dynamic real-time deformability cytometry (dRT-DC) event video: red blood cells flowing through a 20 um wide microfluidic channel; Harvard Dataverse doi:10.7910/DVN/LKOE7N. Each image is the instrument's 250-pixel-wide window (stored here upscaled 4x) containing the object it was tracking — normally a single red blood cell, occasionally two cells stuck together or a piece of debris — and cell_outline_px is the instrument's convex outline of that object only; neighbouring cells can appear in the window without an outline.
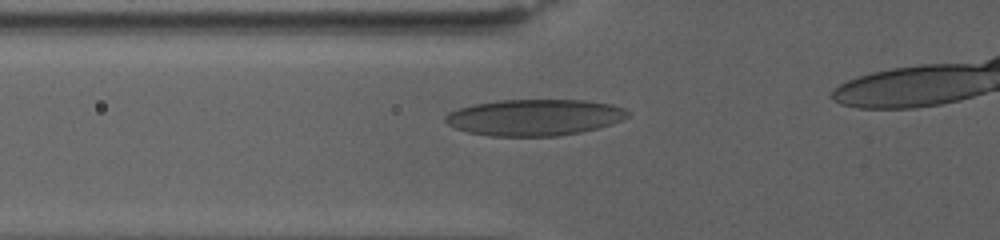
{"species": "human", "species_latin": "Homo sapiens", "temperature_condition": "warm", "stored_images_in_passage": 5, "camera_frame_rate_fps": 3000, "um_per_image_px": 0.085, "donor": {"sex": "female"}, "frame": {"image": 1, "passage_image": 3, "time_ms": 2.333, "image_size_px": [1000, 240], "cell_outline_px": [[628, 116], [612, 124], [580, 132], [556, 136], [488, 136], [468, 132], [456, 128], [448, 124], [444, 120], [444, 116], [448, 112], [472, 104], [496, 100], [584, 100], [612, 104], [624, 108], [628, 112]], "centroid_in_image_um": [45.39, 9.97], "position_along_channel_um": 80.4, "area_um2": 38.67}}
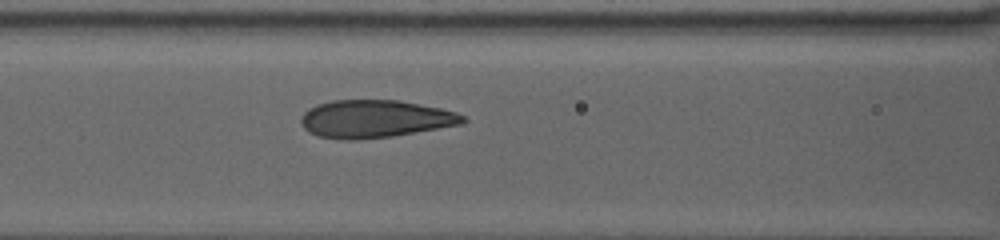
{"frame": {"image": 2, "passage_image": 5, "time_ms": 4.333, "image_size_px": [1000, 240], "cell_outline_px": [[468, 120], [464, 124], [392, 136], [360, 140], [344, 140], [320, 136], [308, 132], [300, 124], [300, 116], [308, 108], [316, 104], [332, 100], [400, 100], [440, 108], [456, 112], [464, 116]], "centroid_in_image_um": [31.86, 10.1], "position_along_channel_um": 134.7, "area_um2": 35.89}}